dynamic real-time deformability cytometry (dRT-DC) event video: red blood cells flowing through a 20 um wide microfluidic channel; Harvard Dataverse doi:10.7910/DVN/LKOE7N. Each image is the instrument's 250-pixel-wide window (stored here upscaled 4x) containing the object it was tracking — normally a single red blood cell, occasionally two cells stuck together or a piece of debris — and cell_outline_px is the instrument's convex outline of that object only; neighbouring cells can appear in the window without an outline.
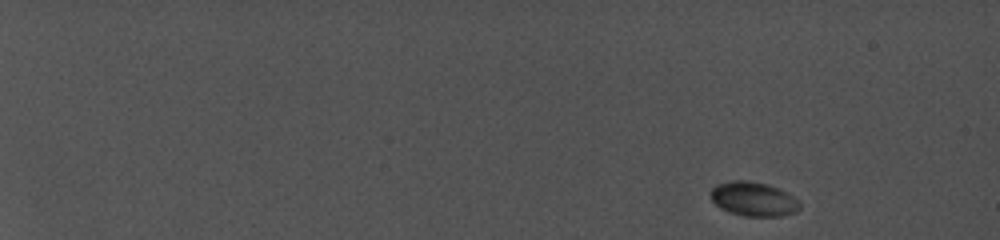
{"species": "common noctule bat (a hibernating species)", "species_latin": "Nyctalus noctula", "temperature_condition": "cold", "stored_images_in_passage": 13, "camera_frame_rate_fps": 5000, "um_per_image_px": 0.085, "animal": {"sex": "female", "body_mass_g": 19.0, "forearm_length_mm": 56.7}, "frame": {"image": 1, "passage_image": 1, "time_ms": 0.0, "image_size_px": [1000, 240], "cell_outline_px": [[800, 208], [796, 212], [780, 216], [744, 216], [728, 212], [720, 208], [712, 200], [708, 192], [716, 184], [728, 180], [744, 180], [768, 184], [780, 188], [788, 192], [800, 200]], "centroid_in_image_um": [64.05, 16.9], "position_along_channel_um": 21.0, "area_um2": 18.21}}
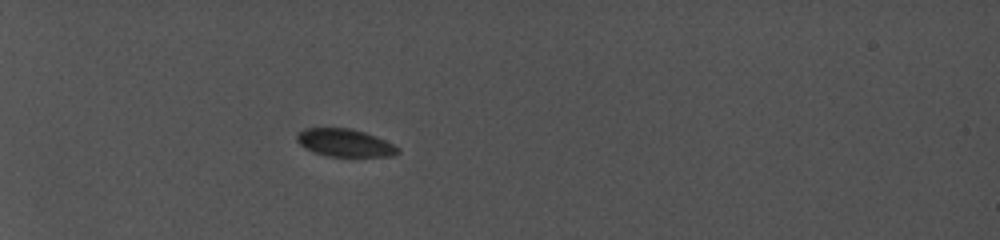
{"frame": {"image": 2, "passage_image": 10, "time_ms": 5.2, "image_size_px": [1000, 240], "cell_outline_px": [[400, 152], [392, 156], [324, 156], [312, 152], [304, 148], [296, 140], [296, 132], [304, 128], [352, 128], [376, 136], [400, 148]], "centroid_in_image_um": [29.26, 12.13], "position_along_channel_um": 55.7, "area_um2": 16.47}}
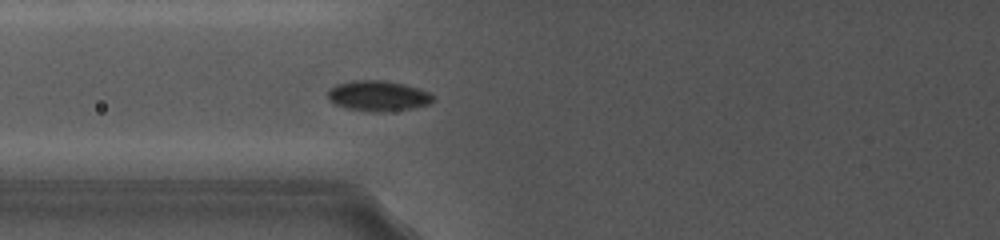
{"frame": {"image": 3, "passage_image": 13, "time_ms": 7.6, "image_size_px": [1000, 240], "cell_outline_px": [[436, 100], [432, 104], [412, 108], [380, 112], [372, 112], [344, 108], [332, 104], [328, 100], [328, 88], [336, 84], [352, 80], [384, 80], [404, 84], [420, 88], [428, 92]], "centroid_in_image_um": [32.11, 8.15], "position_along_channel_um": 93.7, "area_um2": 19.07}}